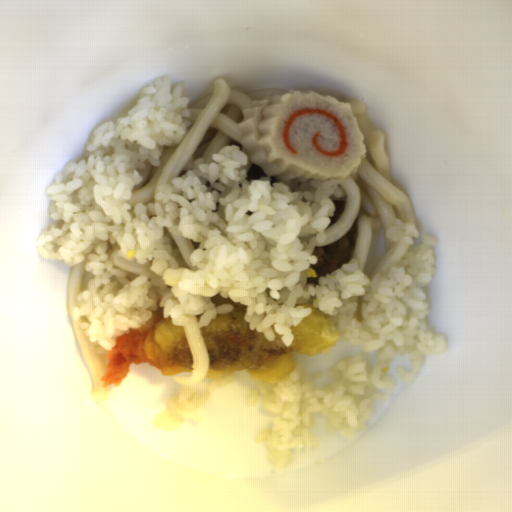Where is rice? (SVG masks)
Listing matches in <instances>:
<instances>
[{"label": "rice", "instance_id": "obj_1", "mask_svg": "<svg viewBox=\"0 0 512 512\" xmlns=\"http://www.w3.org/2000/svg\"><path fill=\"white\" fill-rule=\"evenodd\" d=\"M185 81L172 84L168 74L147 81L127 113L90 131L87 160H68L49 184L50 224L35 248L46 260L71 267L82 261L84 291L72 316L89 342L109 352L116 340L149 323L163 307L173 325L196 315L200 329L211 318L235 309L215 305L222 295L246 305L248 329L281 341L295 340L292 327L309 316L311 303L335 319L337 341L329 352L307 356L294 352L295 367L282 382L253 379L246 369L207 376L198 385H181L162 405L155 424L169 428L196 420L209 400L227 393L256 405L271 421L261 432L266 459L276 468L300 450L316 445L313 413L326 431L350 438L366 428L373 401L393 398L395 379L388 375L392 357L405 354L410 369L397 375L416 382L425 355H443L445 336L430 332V305L423 289L436 272V238L426 234L408 248L388 273L371 278L351 259L321 277L314 247L336 209L331 198L346 197L337 179L306 182L271 176L247 181L248 147L227 144L210 163L192 155L152 203L131 206L139 171L158 165L164 147L182 141L190 122ZM172 234L191 240L193 271ZM138 260L152 278L113 265L111 254Z\"/></svg>", "mask_w": 512, "mask_h": 512}, {"label": "rice", "instance_id": "obj_2", "mask_svg": "<svg viewBox=\"0 0 512 512\" xmlns=\"http://www.w3.org/2000/svg\"><path fill=\"white\" fill-rule=\"evenodd\" d=\"M419 227L407 224L400 218H396L395 225L385 232V237L395 242H405L408 245H414V238H418Z\"/></svg>", "mask_w": 512, "mask_h": 512}]
</instances>
